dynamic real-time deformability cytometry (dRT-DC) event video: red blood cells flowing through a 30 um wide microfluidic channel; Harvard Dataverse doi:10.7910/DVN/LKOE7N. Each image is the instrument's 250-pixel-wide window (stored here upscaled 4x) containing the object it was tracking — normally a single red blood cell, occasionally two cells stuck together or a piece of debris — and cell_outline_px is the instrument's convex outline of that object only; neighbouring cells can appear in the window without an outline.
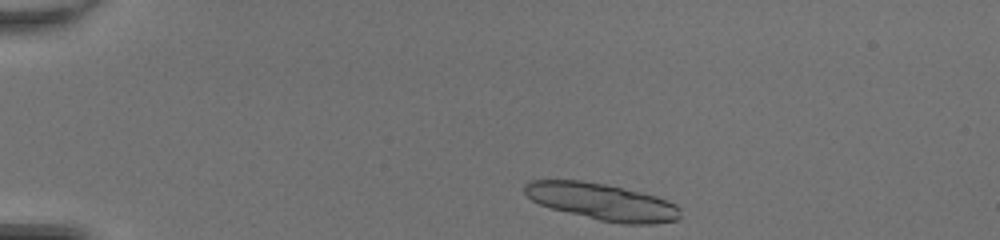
{"species": "common noctule bat (a hibernating species)", "species_latin": "Nyctalus noctula", "temperature_condition": "room temperature", "stored_images_in_passage": 40, "segment_of_instrument_passage": [1, 2], "camera_frame_rate_fps": 3000, "um_per_image_px": 0.085, "animal": {"sex": "female", "body_mass_g": 20.0, "forearm_length_mm": 54.0}, "frame": {"image": 1, "passage_image": 1, "time_ms": 0.0, "image_size_px": [1000, 240], "cell_outline_px": [[680, 216], [676, 220], [652, 224], [624, 224], [600, 220], [552, 208], [540, 204], [532, 200], [524, 192], [524, 184], [528, 180], [580, 180], [604, 184], [640, 192], [656, 196], [676, 204], [680, 208]], "centroid_in_image_um": [51.17, 17.14], "position_along_channel_um": 33.8, "area_um2": 33.06}}